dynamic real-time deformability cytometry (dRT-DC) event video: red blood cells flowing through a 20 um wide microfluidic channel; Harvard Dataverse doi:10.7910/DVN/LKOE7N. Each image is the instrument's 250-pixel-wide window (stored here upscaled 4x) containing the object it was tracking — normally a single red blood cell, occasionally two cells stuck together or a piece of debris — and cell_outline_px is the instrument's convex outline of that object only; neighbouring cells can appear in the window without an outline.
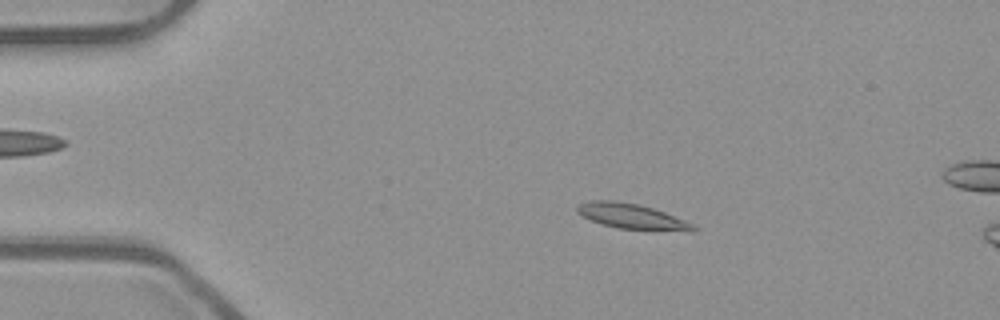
{"species": "common noctule bat (a hibernating species)", "species_latin": "Nyctalus noctula", "temperature_condition": "room temperature", "stored_images_in_passage": 53, "segment_of_instrument_passage": [1, 2], "camera_frame_rate_fps": 3000, "um_per_image_px": 0.085, "animal": {"sex": "male", "body_mass_g": 23.1, "forearm_length_mm": 52.7}, "frame": {"image": 1, "passage_image": 9, "time_ms": 2.667, "image_size_px": [1000, 320], "cell_outline_px": [[700, 228], [696, 232], [692, 232], [616, 228], [600, 224], [576, 212], [576, 208], [580, 204], [588, 200], [616, 200], [640, 204], [664, 212], [684, 220]], "centroid_in_image_um": [53.74, 18.4], "position_along_channel_um": 31.3, "area_um2": 17.28}}
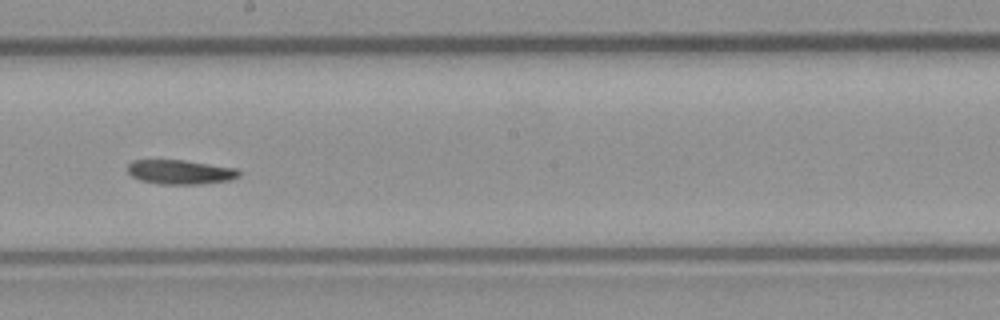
{"frame": {"image": 2, "passage_image": 29, "time_ms": 9.333, "image_size_px": [1000, 320], "cell_outline_px": [[240, 176], [228, 180], [200, 184], [160, 184], [140, 180], [132, 176], [128, 172], [128, 164], [132, 160], [184, 160], [236, 168], [240, 172]], "centroid_in_image_um": [15.31, 14.62], "position_along_channel_um": 232.9, "area_um2": 15.72}}
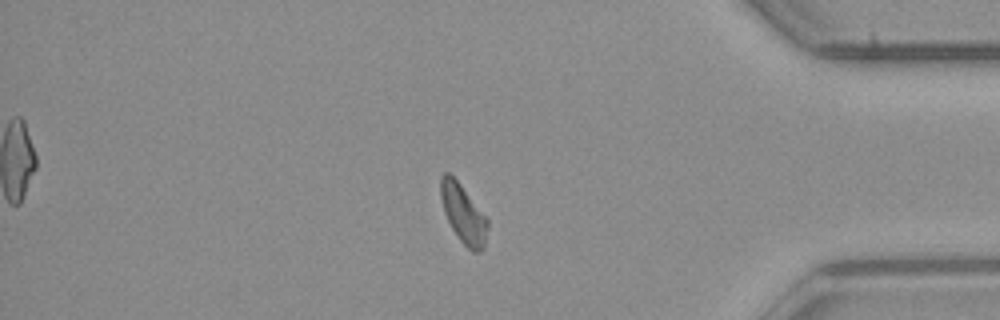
{"frame": {"image": 3, "passage_image": 44, "time_ms": 14.333, "image_size_px": [1000, 320], "cell_outline_px": [[488, 228], [484, 248], [480, 252], [472, 252], [460, 240], [452, 228], [444, 212], [440, 196], [440, 176], [444, 172], [448, 172], [460, 184], [488, 220]], "centroid_in_image_um": [39.37, 18.18], "position_along_channel_um": 395.8, "area_um2": 15.84}}